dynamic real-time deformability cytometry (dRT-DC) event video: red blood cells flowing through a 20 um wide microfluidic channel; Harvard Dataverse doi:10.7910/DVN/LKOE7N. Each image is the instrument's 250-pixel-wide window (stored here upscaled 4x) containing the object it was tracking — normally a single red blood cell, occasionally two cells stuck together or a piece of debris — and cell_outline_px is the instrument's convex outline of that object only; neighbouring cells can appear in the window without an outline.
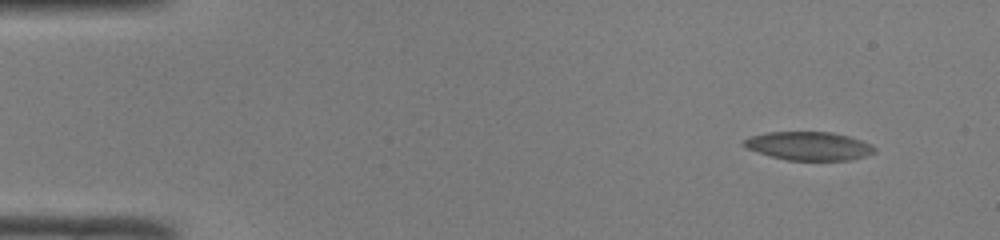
{"species": "common noctule bat (a hibernating species)", "species_latin": "Nyctalus noctula", "temperature_condition": "room temperature", "stored_images_in_passage": 49, "camera_frame_rate_fps": 3000, "um_per_image_px": 0.085, "animal": {"sex": "male", "body_mass_g": 19.0, "forearm_length_mm": 50.8}, "frame": {"image": 1, "passage_image": 1, "time_ms": 0.0, "image_size_px": [1000, 240], "cell_outline_px": [[876, 152], [852, 160], [788, 160], [756, 152], [740, 144], [744, 140], [752, 136], [768, 132], [832, 132], [848, 136], [872, 144], [876, 148]], "centroid_in_image_um": [68.77, 12.41], "position_along_channel_um": 16.2, "area_um2": 21.62}}
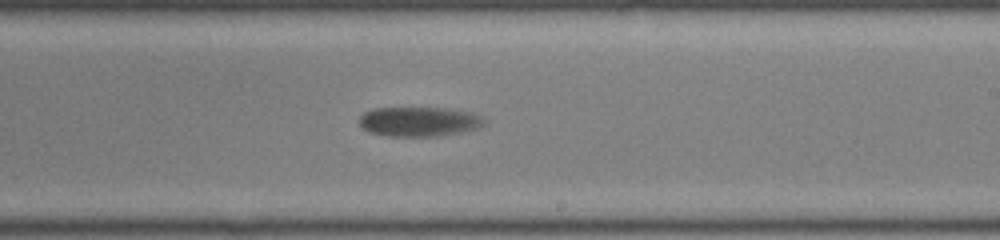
{"frame": {"image": 2, "passage_image": 28, "time_ms": 9.0, "image_size_px": [1000, 240], "cell_outline_px": [[484, 124], [476, 128], [460, 132], [440, 136], [384, 136], [368, 132], [360, 124], [360, 116], [364, 112], [372, 108], [444, 108], [472, 112], [484, 116]], "centroid_in_image_um": [35.61, 10.33], "position_along_channel_um": 253.4, "area_um2": 21.62}}
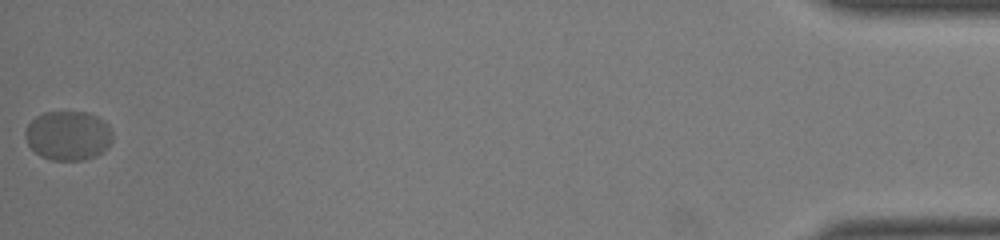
{"frame": {"image": 3, "passage_image": 49, "time_ms": 16.0, "image_size_px": [1000, 240], "cell_outline_px": [[112, 140], [108, 148], [104, 152], [96, 156], [84, 160], [52, 160], [40, 156], [28, 144], [24, 136], [24, 132], [28, 124], [36, 116], [44, 112], [84, 112], [96, 116], [104, 120], [108, 124], [112, 132]], "centroid_in_image_um": [5.8, 11.53], "position_along_channel_um": 429.4, "area_um2": 25.32}}